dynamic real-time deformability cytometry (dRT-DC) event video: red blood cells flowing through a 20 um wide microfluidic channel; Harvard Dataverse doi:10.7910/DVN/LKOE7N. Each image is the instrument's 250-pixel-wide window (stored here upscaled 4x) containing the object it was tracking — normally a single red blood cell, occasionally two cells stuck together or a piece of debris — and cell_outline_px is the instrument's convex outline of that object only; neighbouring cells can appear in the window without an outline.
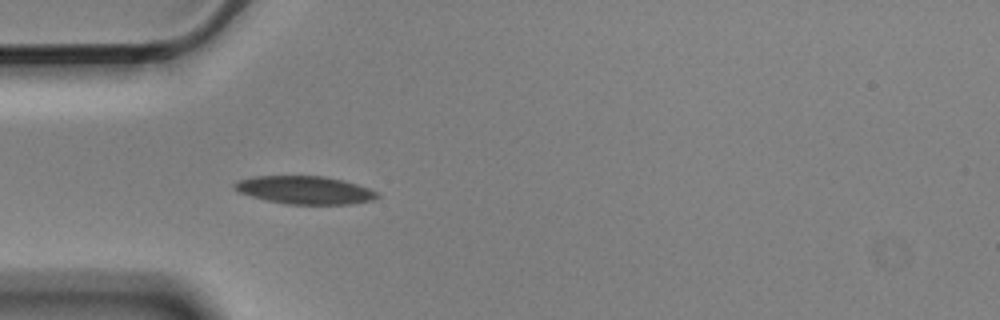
{"species": "Egyptian fruit bat (a non-hibernating species)", "species_latin": "Rousettus aegyptiacus", "temperature_condition": "cold", "stored_images_in_passage": 4, "camera_frame_rate_fps": 3000, "um_per_image_px": 0.085, "animal": {"sex": "male"}, "frame": {"image": 1, "passage_image": 4, "time_ms": 1.0, "image_size_px": [1000, 320], "cell_outline_px": [[380, 196], [372, 200], [348, 204], [284, 204], [252, 196], [240, 192], [232, 188], [232, 184], [240, 180], [252, 176], [324, 176], [356, 184], [368, 188], [376, 192]], "centroid_in_image_um": [25.88, 16.15], "position_along_channel_um": 59.1, "area_um2": 23.0}}